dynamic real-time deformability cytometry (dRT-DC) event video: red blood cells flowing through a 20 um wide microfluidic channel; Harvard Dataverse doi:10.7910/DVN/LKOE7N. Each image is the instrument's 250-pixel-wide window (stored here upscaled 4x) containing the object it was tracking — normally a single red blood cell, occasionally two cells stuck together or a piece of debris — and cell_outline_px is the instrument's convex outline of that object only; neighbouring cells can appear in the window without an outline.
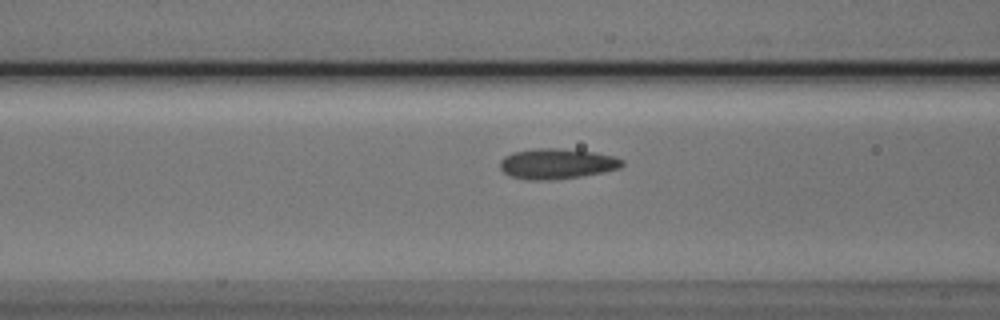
{"species": "Egyptian fruit bat (a non-hibernating species)", "species_latin": "Rousettus aegyptiacus", "temperature_condition": "cold", "stored_images_in_passage": 30, "camera_frame_rate_fps": 3000, "um_per_image_px": 0.085, "animal": {"sex": "male"}, "frame": {"image": 1, "passage_image": 8, "time_ms": 2.333, "image_size_px": [1000, 320], "cell_outline_px": [[624, 164], [620, 168], [604, 172], [580, 176], [552, 180], [528, 180], [512, 176], [504, 172], [500, 168], [500, 160], [504, 156], [512, 152], [536, 148], [556, 148], [592, 152], [616, 156], [624, 160]], "centroid_in_image_um": [47.34, 13.91], "position_along_channel_um": 119.3, "area_um2": 21.68}}
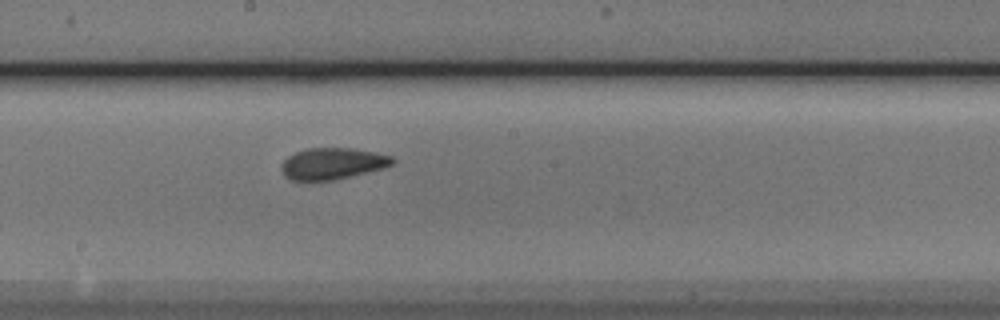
{"frame": {"image": 2, "passage_image": 16, "time_ms": 5.0, "image_size_px": [1000, 320], "cell_outline_px": [[396, 160], [392, 164], [384, 168], [332, 180], [292, 180], [284, 176], [280, 168], [280, 164], [288, 156], [296, 152], [308, 148], [356, 148], [376, 152], [392, 156]], "centroid_in_image_um": [28.26, 13.89], "position_along_channel_um": 219.9, "area_um2": 20.4}}
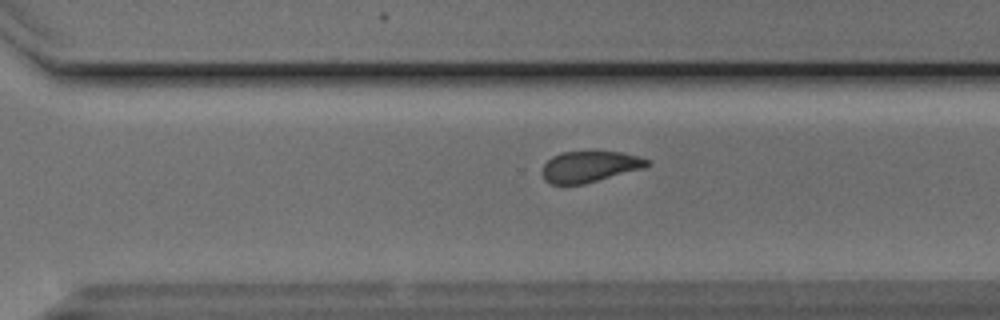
{"frame": {"image": 3, "passage_image": 24, "time_ms": 7.667, "image_size_px": [1000, 320], "cell_outline_px": [[652, 164], [644, 168], [584, 184], [552, 184], [544, 180], [544, 164], [552, 156], [564, 152], [620, 152], [640, 156], [652, 160]], "centroid_in_image_um": [50.19, 14.16], "position_along_channel_um": 320.4, "area_um2": 18.9}}